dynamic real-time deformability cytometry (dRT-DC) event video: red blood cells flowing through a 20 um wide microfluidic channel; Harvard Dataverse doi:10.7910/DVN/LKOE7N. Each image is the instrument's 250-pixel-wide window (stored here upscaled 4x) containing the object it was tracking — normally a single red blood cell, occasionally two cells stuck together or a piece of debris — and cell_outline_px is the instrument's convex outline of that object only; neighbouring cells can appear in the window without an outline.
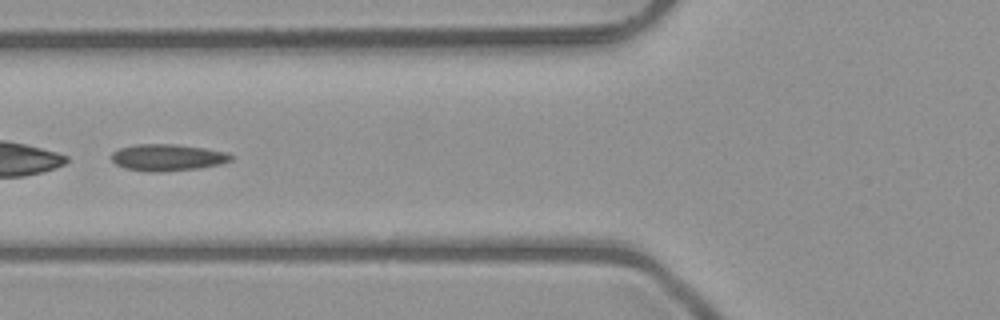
{"species": "common noctule bat (a hibernating species)", "species_latin": "Nyctalus noctula", "temperature_condition": "room temperature", "stored_images_in_passage": 50, "camera_frame_rate_fps": 3000, "um_per_image_px": 0.085, "animal": {"sex": "male", "body_mass_g": 23.1, "forearm_length_mm": 52.7}, "frame": {"image": 1, "passage_image": 20, "time_ms": 6.333, "image_size_px": [1000, 320], "cell_outline_px": [[236, 156], [232, 160], [220, 164], [200, 168], [160, 172], [148, 172], [124, 168], [116, 164], [112, 160], [112, 152], [120, 148], [136, 144], [172, 144], [204, 148], [228, 152]], "centroid_in_image_um": [14.27, 13.39], "position_along_channel_um": 111.5, "area_um2": 18.73}}
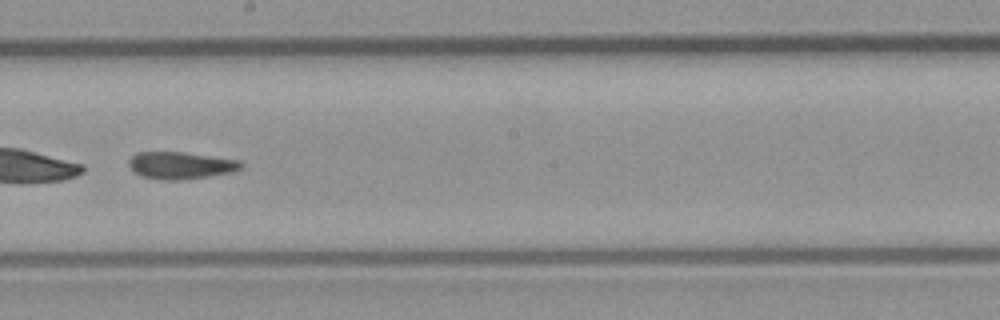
{"frame": {"image": 2, "passage_image": 29, "time_ms": 9.333, "image_size_px": [1000, 320], "cell_outline_px": [[244, 168], [236, 172], [180, 180], [160, 180], [140, 176], [128, 164], [128, 160], [136, 152], [184, 152], [240, 160], [244, 164]], "centroid_in_image_um": [15.41, 14.06], "position_along_channel_um": 232.8, "area_um2": 17.98}}
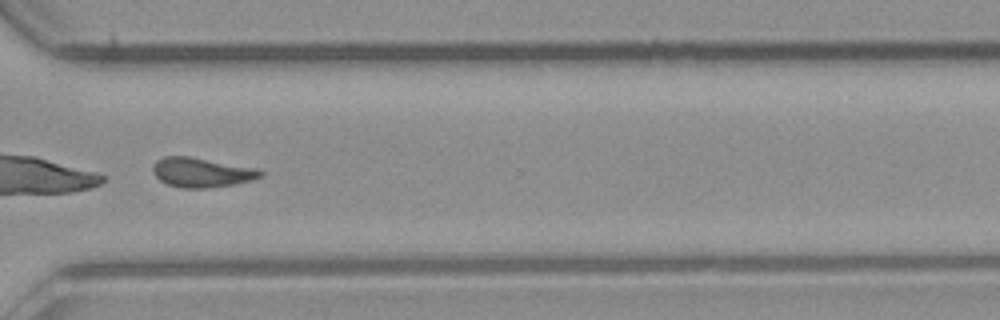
{"frame": {"image": 3, "passage_image": 38, "time_ms": 12.333, "image_size_px": [1000, 320], "cell_outline_px": [[264, 176], [252, 180], [236, 184], [208, 188], [180, 188], [168, 184], [160, 180], [152, 172], [152, 168], [156, 160], [164, 156], [188, 156], [260, 168], [264, 172]], "centroid_in_image_um": [17.18, 14.65], "position_along_channel_um": 353.4, "area_um2": 18.84}}